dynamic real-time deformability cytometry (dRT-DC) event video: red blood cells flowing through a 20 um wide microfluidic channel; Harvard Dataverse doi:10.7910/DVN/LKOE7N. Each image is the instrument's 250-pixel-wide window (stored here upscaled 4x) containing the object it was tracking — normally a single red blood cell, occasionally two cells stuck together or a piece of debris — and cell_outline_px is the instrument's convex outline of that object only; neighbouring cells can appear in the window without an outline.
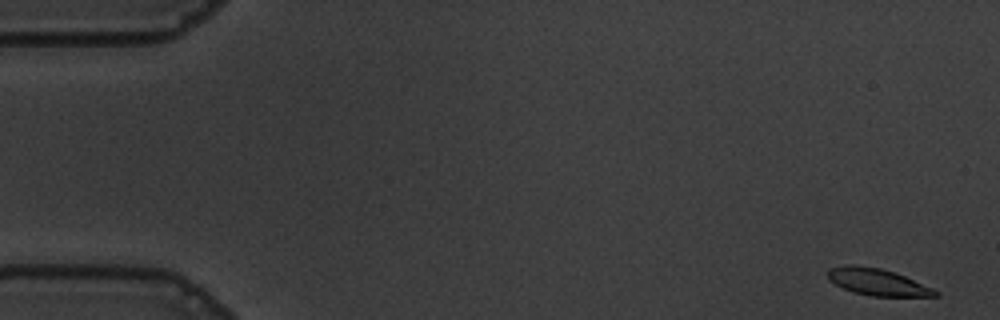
{"species": "common noctule bat (a hibernating species)", "species_latin": "Nyctalus noctula", "temperature_condition": "warm", "stored_images_in_passage": 55, "camera_frame_rate_fps": 3000, "um_per_image_px": 0.085, "animal": {"sex": "male", "body_mass_g": 19.5, "forearm_length_mm": 54.6}, "frame": {"image": 1, "passage_image": 1, "time_ms": 0.0, "image_size_px": [1000, 320], "cell_outline_px": [[940, 296], [872, 296], [852, 292], [828, 280], [828, 268], [844, 264], [852, 264], [880, 268], [904, 276], [932, 288], [940, 292]], "centroid_in_image_um": [74.55, 23.96], "position_along_channel_um": 10.5, "area_um2": 16.7}}
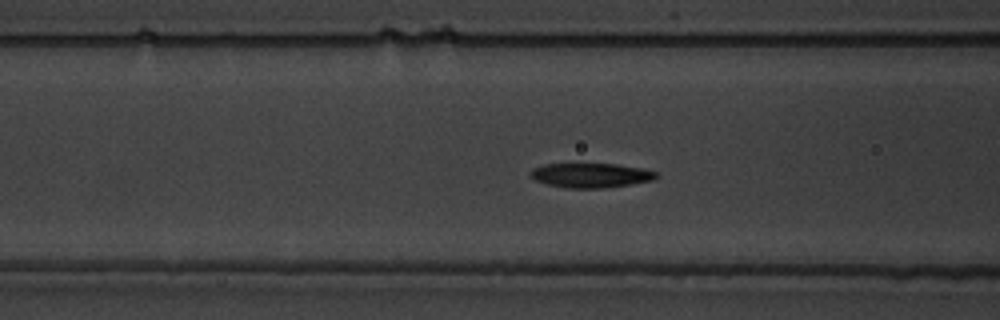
{"frame": {"image": 2, "passage_image": 21, "time_ms": 6.667, "image_size_px": [1000, 320], "cell_outline_px": [[660, 176], [652, 180], [632, 184], [604, 188], [564, 188], [548, 184], [536, 180], [532, 176], [532, 168], [544, 164], [616, 164], [640, 168], [656, 172]], "centroid_in_image_um": [50.24, 14.91], "position_along_channel_um": 116.4, "area_um2": 17.8}}
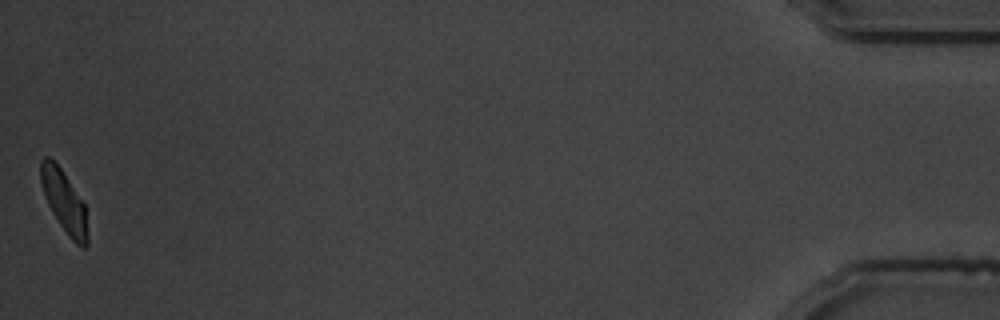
{"frame": {"image": 3, "passage_image": 55, "time_ms": 18.0, "image_size_px": [1000, 320], "cell_outline_px": [[88, 244], [84, 248], [80, 248], [68, 236], [52, 212], [48, 204], [40, 180], [40, 160], [44, 156], [48, 156], [60, 168], [84, 204], [88, 236]], "centroid_in_image_um": [5.45, 17.16], "position_along_channel_um": 429.8, "area_um2": 16.53}, "authors_computed_cell_mechanics": {"area_um2": 17.8024, "velocity_mm_per_s": 3.6053, "shape_relaxation_time_tau1_ms": 2.2525, "shape_relaxation_time_tau2_ms": 3.1844, "deformation_change_tau1": 0.1135, "deformation_change_tau2": 0.0885}}